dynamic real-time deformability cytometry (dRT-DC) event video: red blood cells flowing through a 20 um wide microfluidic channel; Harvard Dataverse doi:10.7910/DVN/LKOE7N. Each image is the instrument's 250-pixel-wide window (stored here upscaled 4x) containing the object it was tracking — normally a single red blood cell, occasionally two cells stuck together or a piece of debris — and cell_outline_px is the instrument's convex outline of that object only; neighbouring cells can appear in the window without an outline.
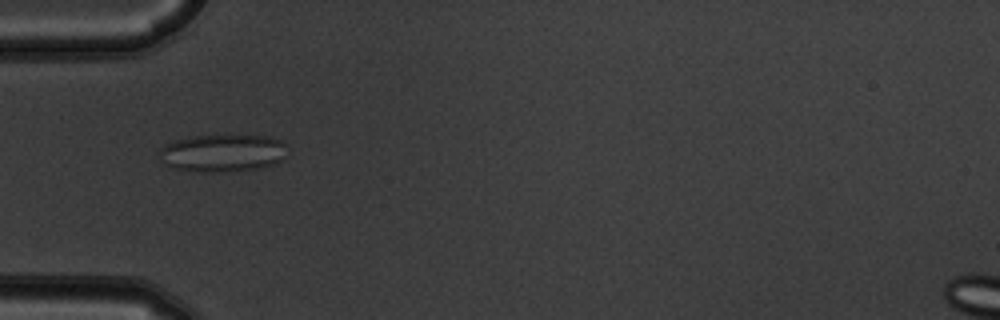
{"species": "common noctule bat (a hibernating species)", "species_latin": "Nyctalus noctula", "temperature_condition": "warm", "stored_images_in_passage": 9, "camera_frame_rate_fps": 3000, "um_per_image_px": 0.085, "animal": {"sex": "male", "body_mass_g": 19.5, "forearm_length_mm": 54.6}, "frame": {"image": 1, "passage_image": 6, "time_ms": 1.667, "image_size_px": [1000, 320], "cell_outline_px": [[284, 160], [276, 164], [260, 168], [216, 172], [192, 172], [172, 168], [164, 164], [156, 152], [164, 144], [176, 140], [192, 136], [268, 136], [280, 140], [284, 144]], "centroid_in_image_um": [18.85, 13.02], "position_along_channel_um": 66.1, "area_um2": 28.15}}
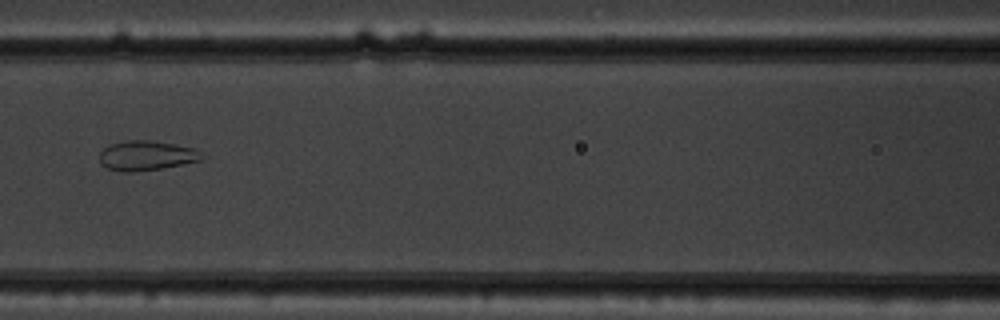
{"frame": {"image": 2, "passage_image": 8, "time_ms": 2.333, "image_size_px": [1000, 320], "cell_outline_px": [[200, 160], [160, 168], [132, 172], [124, 172], [108, 168], [100, 164], [100, 152], [104, 148], [112, 144], [124, 140], [148, 140], [172, 144], [192, 148], [196, 152]], "centroid_in_image_um": [12.32, 13.22], "position_along_channel_um": 154.3, "area_um2": 17.05}}
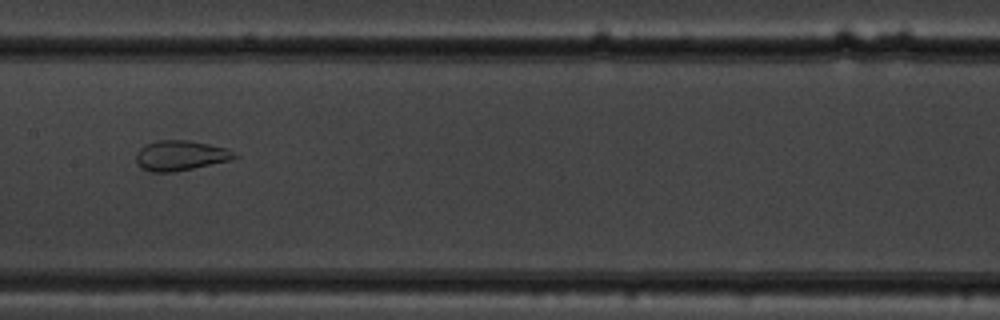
{"frame": {"image": 3, "passage_image": 9, "time_ms": 2.667, "image_size_px": [1000, 320], "cell_outline_px": [[240, 156], [232, 160], [172, 172], [148, 172], [140, 168], [136, 164], [136, 152], [140, 148], [156, 140], [188, 140], [228, 148]], "centroid_in_image_um": [15.33, 13.22], "position_along_channel_um": 192.1, "area_um2": 17.4}}